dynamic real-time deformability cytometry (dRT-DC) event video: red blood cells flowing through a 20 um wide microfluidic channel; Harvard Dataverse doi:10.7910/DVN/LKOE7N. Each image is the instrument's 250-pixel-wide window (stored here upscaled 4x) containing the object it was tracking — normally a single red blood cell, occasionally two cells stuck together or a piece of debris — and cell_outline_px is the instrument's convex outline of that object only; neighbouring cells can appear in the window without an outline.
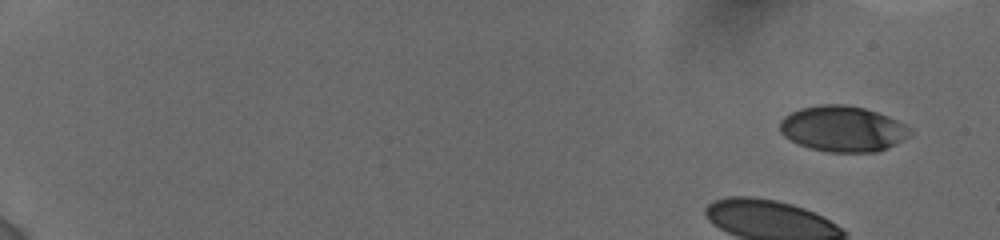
{"species": "human", "species_latin": "Homo sapiens", "temperature_condition": "cold", "stored_images_in_passage": 68, "camera_frame_rate_fps": 3000, "um_per_image_px": 0.085, "donor": {"sex": "female"}, "frame": {"image": 1, "passage_image": 1, "time_ms": 0.0, "image_size_px": [1000, 240], "cell_outline_px": [[912, 132], [908, 136], [876, 152], [828, 152], [808, 148], [784, 136], [780, 132], [780, 120], [784, 116], [800, 108], [820, 104], [844, 104], [864, 108], [888, 116], [904, 124]], "centroid_in_image_um": [71.58, 10.94], "position_along_channel_um": 13.4, "area_um2": 34.33}}
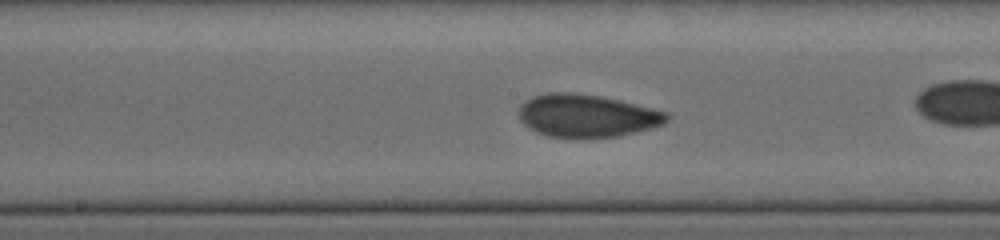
{"frame": {"image": 2, "passage_image": 38, "time_ms": 9.0, "image_size_px": [1000, 240], "cell_outline_px": [[668, 120], [664, 124], [652, 128], [620, 136], [576, 140], [548, 136], [536, 132], [528, 128], [520, 120], [520, 108], [532, 96], [548, 92], [572, 92], [600, 96], [652, 108], [668, 112]], "centroid_in_image_um": [49.89, 9.87], "position_along_channel_um": 198.3, "area_um2": 37.34}}
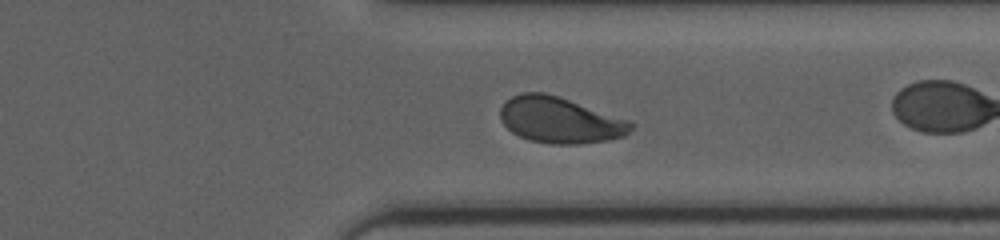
{"frame": {"image": 3, "passage_image": 58, "time_ms": 13.333, "image_size_px": [1000, 240], "cell_outline_px": [[636, 124], [624, 136], [608, 140], [580, 144], [552, 144], [528, 140], [512, 132], [500, 120], [500, 108], [512, 96], [520, 92], [544, 92], [632, 120]], "centroid_in_image_um": [47.62, 10.21], "position_along_channel_um": 363.8, "area_um2": 35.2}, "authors_computed_cell_mechanics": {"area_um2": 35.1424, "velocity_mm_per_s": 3.8237, "shape_relaxation_time_tau1_ms": 5.3675, "shape_relaxation_time_tau2_ms": 0.7935, "deformation_change_tau1": 0.1297, "deformation_change_tau2": 0.0503}}